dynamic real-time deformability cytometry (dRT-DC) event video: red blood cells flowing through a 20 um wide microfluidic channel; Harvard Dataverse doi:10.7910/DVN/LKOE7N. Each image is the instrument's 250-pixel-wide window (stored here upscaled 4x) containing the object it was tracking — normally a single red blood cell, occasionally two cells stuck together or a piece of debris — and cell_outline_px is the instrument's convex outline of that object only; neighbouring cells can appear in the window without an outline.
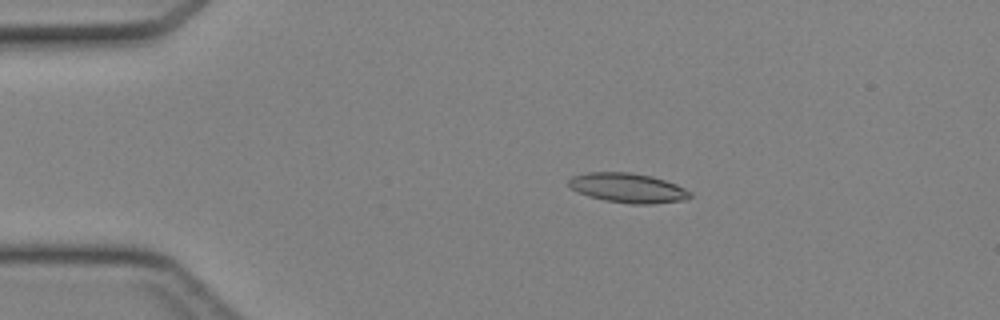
{"species": "Egyptian fruit bat (a non-hibernating species)", "species_latin": "Rousettus aegyptiacus", "temperature_condition": "cold", "stored_images_in_passage": 45, "camera_frame_rate_fps": 3000, "um_per_image_px": 0.085, "animal": {"sex": "female"}, "frame": {"image": 1, "passage_image": 9, "time_ms": 2.667, "image_size_px": [1000, 320], "cell_outline_px": [[692, 196], [688, 200], [652, 204], [632, 204], [604, 200], [588, 196], [572, 188], [568, 184], [568, 180], [572, 176], [588, 172], [632, 172], [652, 176], [676, 184], [692, 192]], "centroid_in_image_um": [53.41, 15.97], "position_along_channel_um": 31.6, "area_um2": 21.04}}
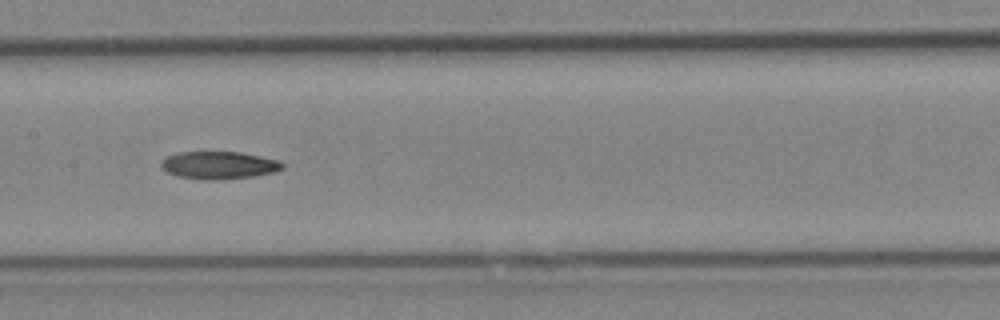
{"frame": {"image": 2, "passage_image": 23, "time_ms": 7.333, "image_size_px": [1000, 320], "cell_outline_px": [[284, 168], [272, 172], [252, 176], [216, 180], [204, 180], [176, 176], [160, 168], [160, 164], [168, 156], [180, 152], [240, 152], [280, 160], [284, 164]], "centroid_in_image_um": [18.6, 14.04], "position_along_channel_um": 188.8, "area_um2": 19.42}}
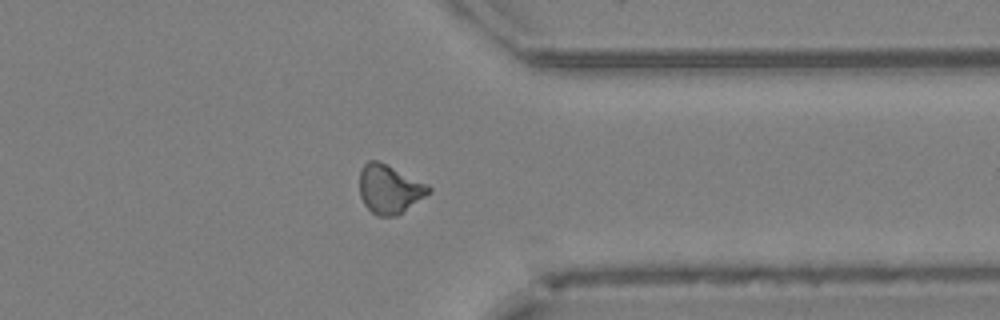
{"frame": {"image": 3, "passage_image": 36, "time_ms": 11.667, "image_size_px": [1000, 320], "cell_outline_px": [[432, 192], [396, 216], [376, 216], [364, 204], [360, 196], [360, 168], [368, 160], [376, 160], [428, 184], [432, 188]], "centroid_in_image_um": [33.1, 16.08], "position_along_channel_um": 378.3, "area_um2": 19.54}}